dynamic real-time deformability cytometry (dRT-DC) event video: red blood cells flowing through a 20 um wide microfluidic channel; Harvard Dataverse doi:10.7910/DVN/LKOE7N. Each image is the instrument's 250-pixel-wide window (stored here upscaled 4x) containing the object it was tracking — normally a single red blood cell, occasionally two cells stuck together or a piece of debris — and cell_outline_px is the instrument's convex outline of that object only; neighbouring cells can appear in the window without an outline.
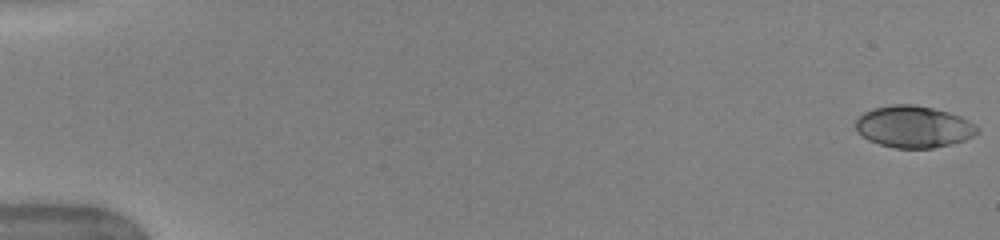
{"species": "human", "species_latin": "Homo sapiens", "temperature_condition": "warm", "stored_images_in_passage": 52, "camera_frame_rate_fps": 3000, "um_per_image_px": 0.085, "donor": {"sex": "female"}, "frame": {"image": 1, "passage_image": 1, "time_ms": 0.0, "image_size_px": [1000, 240], "cell_outline_px": [[980, 132], [964, 140], [952, 144], [932, 148], [896, 148], [880, 144], [868, 140], [856, 132], [856, 120], [864, 112], [876, 108], [892, 104], [912, 104], [932, 108], [948, 112], [960, 116], [976, 124], [980, 128]], "centroid_in_image_um": [77.68, 10.78], "position_along_channel_um": 7.3, "area_um2": 29.65}}
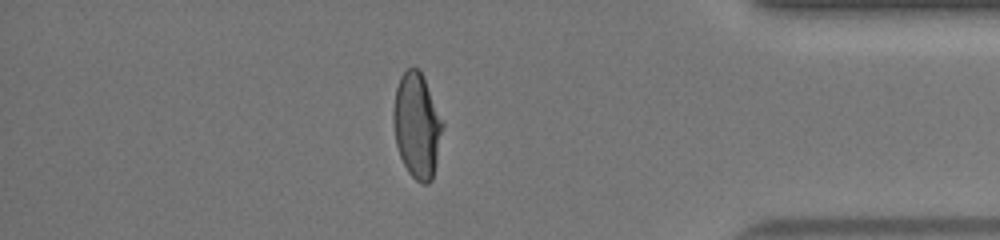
{"frame": {"image": 2, "passage_image": 45, "time_ms": 14.667, "image_size_px": [1000, 240], "cell_outline_px": [[444, 124], [432, 180], [428, 184], [424, 184], [416, 180], [408, 172], [400, 156], [396, 144], [392, 120], [392, 112], [396, 88], [400, 76], [408, 68], [420, 68], [444, 120]], "centroid_in_image_um": [35.44, 10.63], "position_along_channel_um": 399.8, "area_um2": 30.46}}
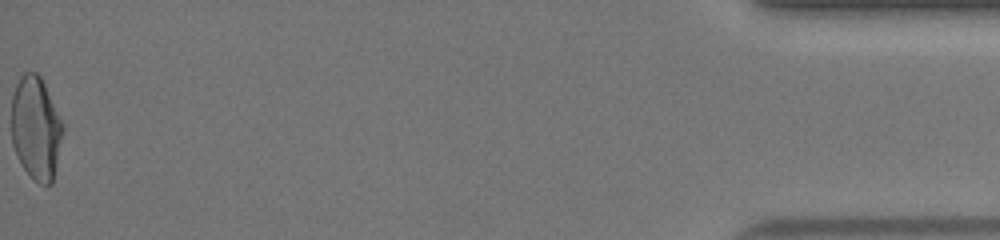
{"frame": {"image": 3, "passage_image": 52, "time_ms": 17.0, "image_size_px": [1000, 240], "cell_outline_px": [[64, 132], [52, 184], [40, 184], [32, 180], [24, 168], [12, 144], [12, 96], [16, 84], [20, 76], [24, 72], [36, 72], [40, 76], [64, 124]], "centroid_in_image_um": [3.07, 10.9], "position_along_channel_um": 432.1, "area_um2": 30.98}, "authors_computed_cell_mechanics": {"area_um2": 29.9982, "velocity_mm_per_s": 4.014, "shape_relaxation_time_tau1_ms": 5.7014, "shape_relaxation_time_tau2_ms": 0.8684, "deformation_change_tau1": 0.2021, "deformation_change_tau2": 0.052}}